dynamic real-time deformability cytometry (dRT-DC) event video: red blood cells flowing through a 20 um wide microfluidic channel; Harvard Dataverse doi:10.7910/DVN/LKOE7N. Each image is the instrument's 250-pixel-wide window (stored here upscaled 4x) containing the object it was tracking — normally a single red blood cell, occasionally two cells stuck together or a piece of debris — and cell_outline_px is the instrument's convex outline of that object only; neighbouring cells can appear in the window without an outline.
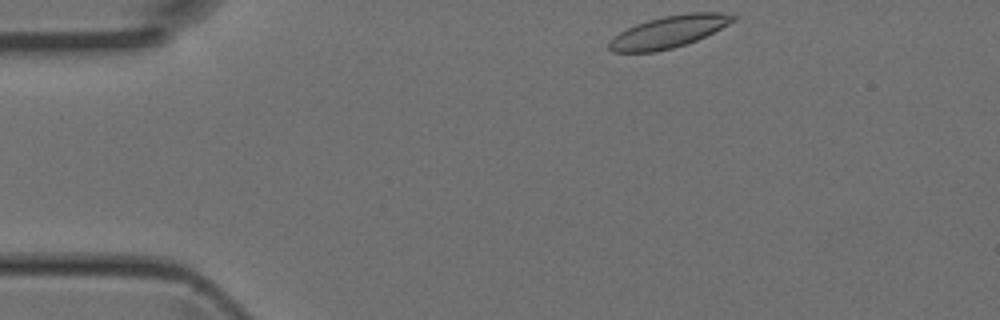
{"species": "Egyptian fruit bat (a non-hibernating species)", "species_latin": "Rousettus aegyptiacus", "temperature_condition": "room temperature", "stored_images_in_passage": 4, "camera_frame_rate_fps": 3000, "um_per_image_px": 0.085, "animal": {"sex": "female"}, "frame": {"image": 1, "passage_image": 1, "time_ms": 0.0, "image_size_px": [1000, 320], "cell_outline_px": [[736, 20], [696, 40], [672, 48], [652, 52], [612, 52], [608, 48], [608, 44], [620, 32], [636, 24], [648, 20], [664, 16], [692, 12], [720, 12], [736, 16]], "centroid_in_image_um": [56.84, 2.69], "position_along_channel_um": 28.2, "area_um2": 22.6}}
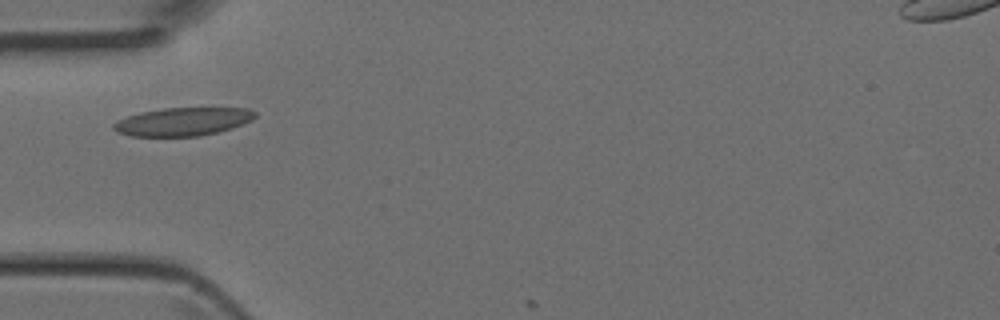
{"frame": {"image": 2, "passage_image": 3, "time_ms": 0.667, "image_size_px": [1000, 320], "cell_outline_px": [[256, 116], [252, 120], [232, 128], [200, 136], [132, 136], [116, 132], [112, 128], [112, 124], [128, 116], [140, 112], [164, 108], [248, 108], [256, 112]], "centroid_in_image_um": [15.54, 10.34], "position_along_channel_um": 69.5, "area_um2": 23.18}}